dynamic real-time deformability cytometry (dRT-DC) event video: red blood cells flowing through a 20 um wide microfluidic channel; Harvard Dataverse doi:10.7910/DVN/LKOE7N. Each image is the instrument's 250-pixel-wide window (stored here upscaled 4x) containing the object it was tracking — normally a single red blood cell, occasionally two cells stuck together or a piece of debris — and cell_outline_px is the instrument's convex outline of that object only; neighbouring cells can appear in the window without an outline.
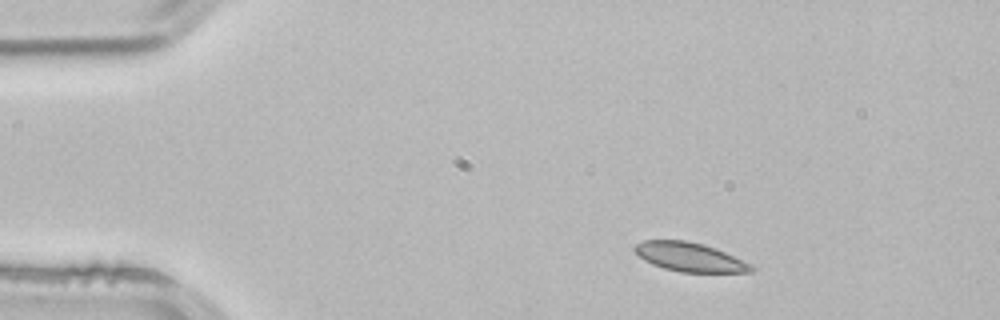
{"species": "common noctule bat (a hibernating species)", "species_latin": "Nyctalus noctula", "temperature_condition": "room temperature", "stored_images_in_passage": 3, "camera_frame_rate_fps": 3000, "um_per_image_px": 0.085, "animal": {"sex": "male", "body_mass_g": 21.5, "forearm_length_mm": 52.0}, "frame": {"image": 1, "passage_image": 1, "time_ms": 0.0, "image_size_px": [1000, 320], "cell_outline_px": [[756, 268], [752, 272], [680, 272], [664, 268], [652, 264], [644, 260], [632, 248], [636, 244], [644, 240], [684, 240], [704, 244], [716, 248], [752, 264]], "centroid_in_image_um": [58.64, 21.85], "position_along_channel_um": 26.4, "area_um2": 19.71}}
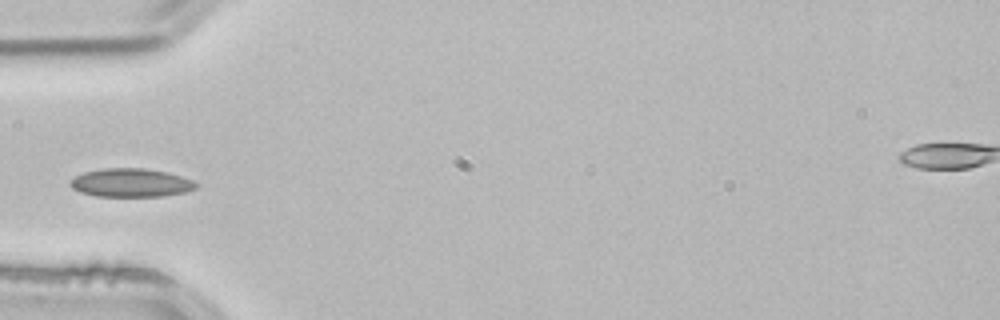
{"frame": {"image": 2, "passage_image": 3, "time_ms": 0.667, "image_size_px": [1000, 320], "cell_outline_px": [[200, 184], [196, 188], [184, 192], [164, 196], [96, 196], [80, 192], [72, 188], [68, 184], [68, 180], [84, 172], [104, 168], [144, 168], [168, 172], [192, 180]], "centroid_in_image_um": [11.11, 15.53], "position_along_channel_um": 73.9, "area_um2": 20.98}}